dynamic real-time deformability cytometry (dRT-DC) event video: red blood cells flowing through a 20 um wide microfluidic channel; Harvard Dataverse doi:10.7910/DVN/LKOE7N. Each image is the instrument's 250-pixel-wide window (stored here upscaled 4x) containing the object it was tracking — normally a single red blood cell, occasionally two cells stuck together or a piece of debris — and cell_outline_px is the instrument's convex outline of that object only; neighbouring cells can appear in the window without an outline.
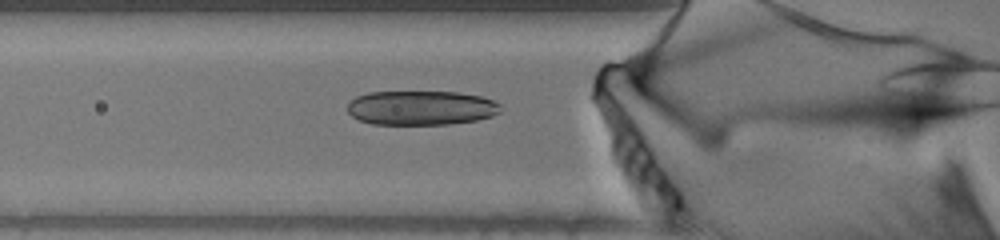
{"species": "human", "species_latin": "Homo sapiens", "temperature_condition": "warm", "stored_images_in_passage": 9, "camera_frame_rate_fps": 3000, "um_per_image_px": 0.085, "donor": {"sex": "male"}, "frame": {"image": 1, "passage_image": 4, "time_ms": 1.0, "image_size_px": [1000, 240], "cell_outline_px": [[500, 112], [492, 116], [476, 120], [448, 124], [372, 124], [360, 120], [352, 116], [348, 112], [348, 104], [356, 96], [368, 92], [456, 92], [480, 96], [492, 100], [500, 104]], "centroid_in_image_um": [35.78, 9.17], "position_along_channel_um": 90.0, "area_um2": 30.58}}
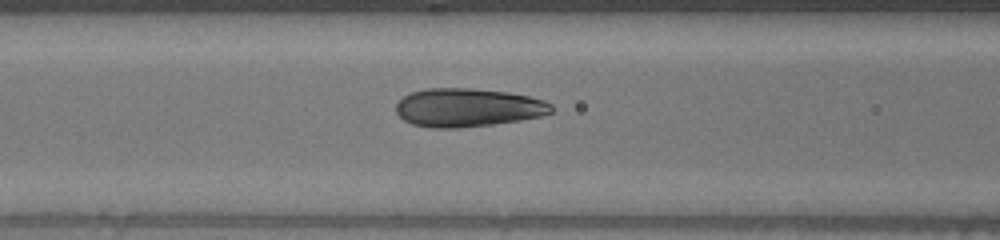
{"frame": {"image": 2, "passage_image": 7, "time_ms": 2.0, "image_size_px": [1000, 240], "cell_outline_px": [[556, 108], [552, 112], [540, 116], [520, 120], [492, 124], [460, 128], [432, 128], [412, 124], [404, 120], [396, 112], [396, 104], [404, 96], [412, 92], [428, 88], [472, 88], [508, 92], [528, 96], [544, 100], [552, 104]], "centroid_in_image_um": [39.78, 9.14], "position_along_channel_um": 126.8, "area_um2": 34.91}}